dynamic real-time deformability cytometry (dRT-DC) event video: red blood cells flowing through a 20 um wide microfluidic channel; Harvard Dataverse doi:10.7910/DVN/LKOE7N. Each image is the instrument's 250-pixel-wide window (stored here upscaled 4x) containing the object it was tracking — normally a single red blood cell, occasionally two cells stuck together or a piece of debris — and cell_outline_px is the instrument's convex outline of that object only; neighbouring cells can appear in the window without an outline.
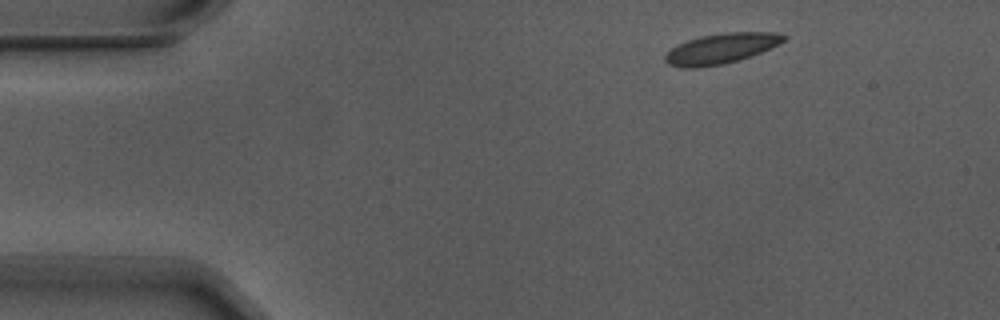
{"species": "Egyptian fruit bat (a non-hibernating species)", "species_latin": "Rousettus aegyptiacus", "temperature_condition": "warm", "stored_images_in_passage": 8, "camera_frame_rate_fps": 3000, "um_per_image_px": 0.085, "animal": {"sex": "male"}, "frame": {"image": 1, "passage_image": 1, "time_ms": 0.0, "image_size_px": [1000, 320], "cell_outline_px": [[788, 36], [784, 40], [760, 52], [736, 60], [720, 64], [692, 68], [684, 68], [668, 64], [664, 60], [664, 56], [672, 48], [688, 40], [700, 36], [728, 32], [776, 32]], "centroid_in_image_um": [61.26, 4.11], "position_along_channel_um": 23.7, "area_um2": 20.35}}
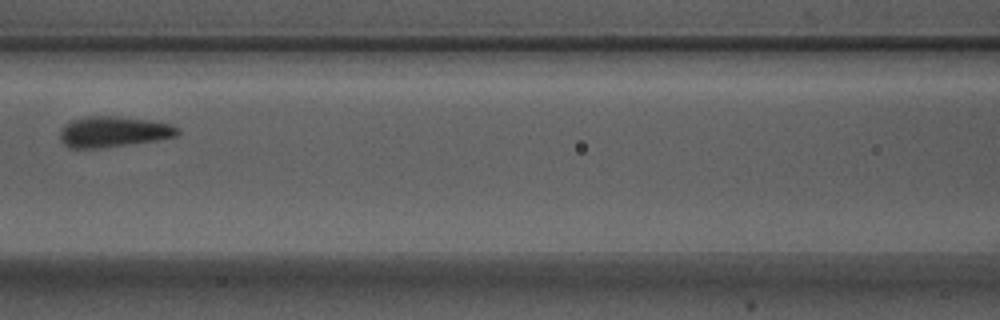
{"frame": {"image": 2, "passage_image": 5, "time_ms": 1.333, "image_size_px": [1000, 320], "cell_outline_px": [[180, 132], [176, 136], [156, 140], [100, 148], [68, 148], [60, 140], [60, 128], [64, 124], [72, 120], [88, 116], [112, 116], [144, 120], [172, 124], [180, 128]], "centroid_in_image_um": [9.6, 11.2], "position_along_channel_um": 157.0, "area_um2": 20.92}}
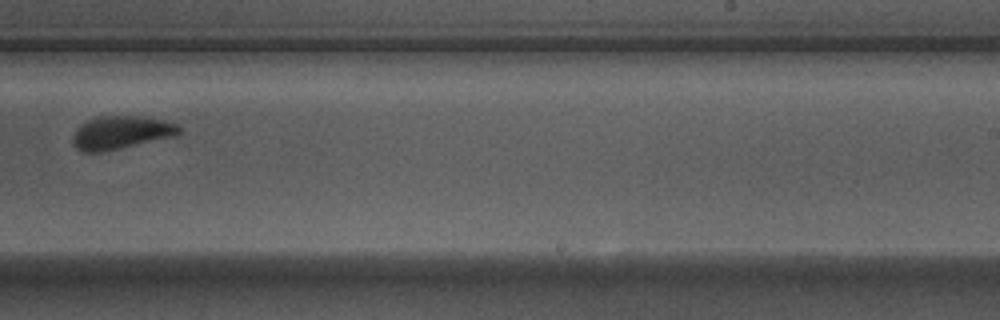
{"frame": {"image": 3, "passage_image": 8, "time_ms": 2.333, "image_size_px": [1000, 320], "cell_outline_px": [[184, 128], [176, 136], [104, 152], [84, 152], [76, 148], [72, 144], [72, 136], [76, 128], [80, 124], [88, 120], [100, 116], [144, 116], [164, 120], [180, 124]], "centroid_in_image_um": [10.32, 11.26], "position_along_channel_um": 278.7, "area_um2": 20.98}}